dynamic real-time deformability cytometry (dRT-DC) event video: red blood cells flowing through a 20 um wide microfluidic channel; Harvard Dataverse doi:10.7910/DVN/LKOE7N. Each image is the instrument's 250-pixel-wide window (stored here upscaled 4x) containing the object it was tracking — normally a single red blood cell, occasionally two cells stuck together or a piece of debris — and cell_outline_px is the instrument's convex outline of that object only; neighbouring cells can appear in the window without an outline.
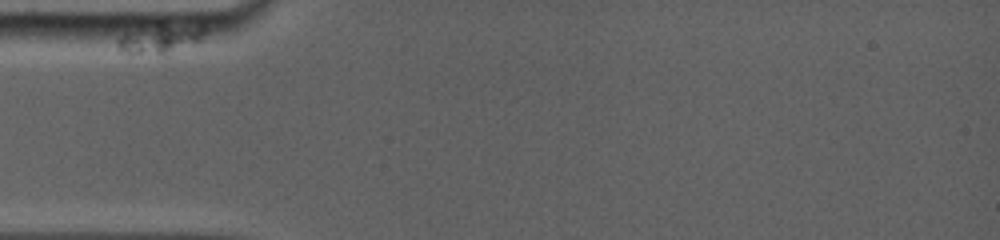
{"species": "common noctule bat (a hibernating species)", "species_latin": "Nyctalus noctula", "temperature_condition": "room temperature", "stored_images_in_passage": 33, "camera_frame_rate_fps": 5000, "um_per_image_px": 0.085, "animal": {"sex": "female", "body_mass_g": 19.0, "forearm_length_mm": 56.7}, "frame": {"image": 1, "passage_image": 1, "time_ms": 0.0, "image_size_px": [1000, 240], "cell_outline_px": [[204, 36], [200, 44], [168, 56], [164, 56], [120, 52], [116, 48], [116, 40], [124, 32], [156, 24], [204, 24]], "centroid_in_image_um": [13.68, 3.33], "position_along_channel_um": 71.3, "area_um2": 16.07}}
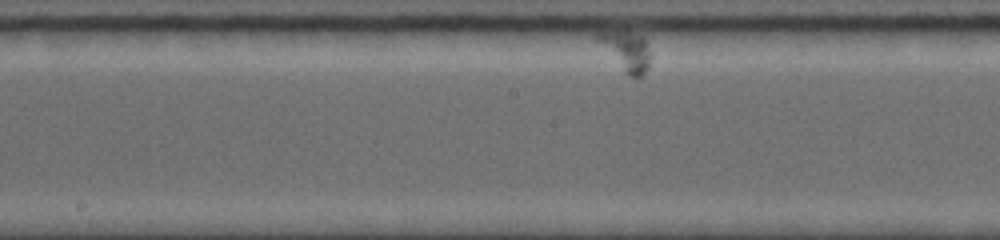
{"frame": {"image": 2, "passage_image": 19, "time_ms": 7.4, "image_size_px": [1000, 240], "cell_outline_px": [[652, 52], [648, 68], [644, 76], [636, 80], [628, 76], [592, 40], [592, 32], [632, 32], [644, 36]], "centroid_in_image_um": [53.19, 4.36], "position_along_channel_um": 195.0, "area_um2": 13.18}}
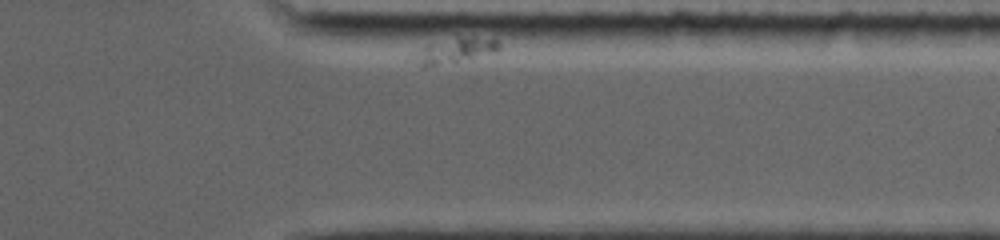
{"frame": {"image": 3, "passage_image": 33, "time_ms": 15.6, "image_size_px": [1000, 240], "cell_outline_px": [[500, 48], [496, 52], [468, 60], [424, 68], [420, 68], [416, 52], [420, 48], [428, 44], [456, 36], [472, 36], [496, 40], [500, 44]], "centroid_in_image_um": [38.71, 4.29], "position_along_channel_um": 372.7, "area_um2": 12.66}}